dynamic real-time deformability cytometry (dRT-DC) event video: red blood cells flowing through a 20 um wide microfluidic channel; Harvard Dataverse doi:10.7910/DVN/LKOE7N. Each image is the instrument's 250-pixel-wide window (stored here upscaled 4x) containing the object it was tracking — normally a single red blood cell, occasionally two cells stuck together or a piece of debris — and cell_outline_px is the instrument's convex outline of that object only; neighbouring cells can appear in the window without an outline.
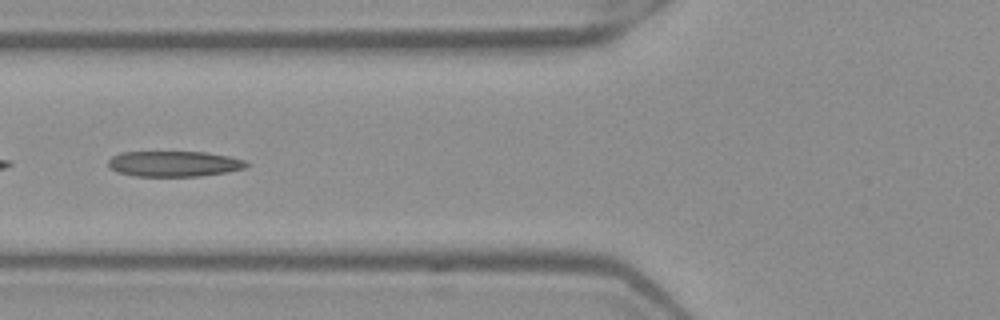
{"species": "Egyptian fruit bat (a non-hibernating species)", "species_latin": "Rousettus aegyptiacus", "temperature_condition": "warm", "stored_images_in_passage": 50, "camera_frame_rate_fps": 3000, "um_per_image_px": 0.085, "frame": {"image": 1, "passage_image": 19, "time_ms": 6.0, "image_size_px": [1000, 320], "cell_outline_px": [[252, 164], [244, 168], [228, 172], [200, 176], [136, 176], [116, 172], [108, 168], [108, 160], [112, 156], [120, 152], [208, 152], [228, 156], [244, 160]], "centroid_in_image_um": [14.79, 13.92], "position_along_channel_um": 111.0, "area_um2": 20.81}}
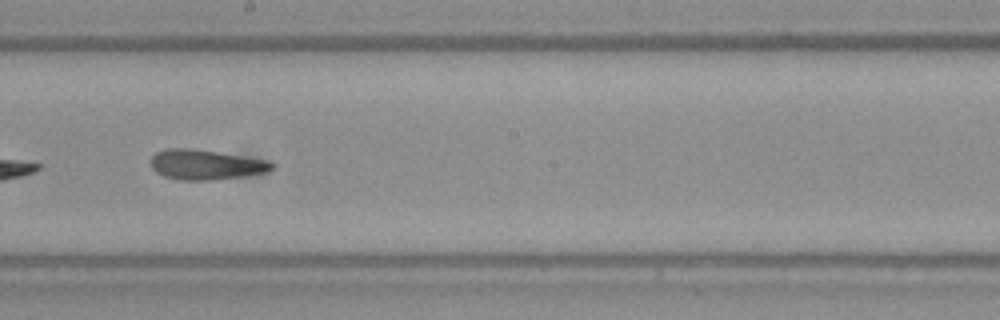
{"frame": {"image": 2, "passage_image": 28, "time_ms": 9.0, "image_size_px": [1000, 320], "cell_outline_px": [[276, 168], [268, 172], [244, 176], [212, 180], [180, 180], [164, 176], [156, 172], [152, 168], [152, 156], [156, 152], [168, 148], [188, 148], [216, 152], [268, 160], [276, 164]], "centroid_in_image_um": [17.54, 14.0], "position_along_channel_um": 230.7, "area_um2": 21.15}}
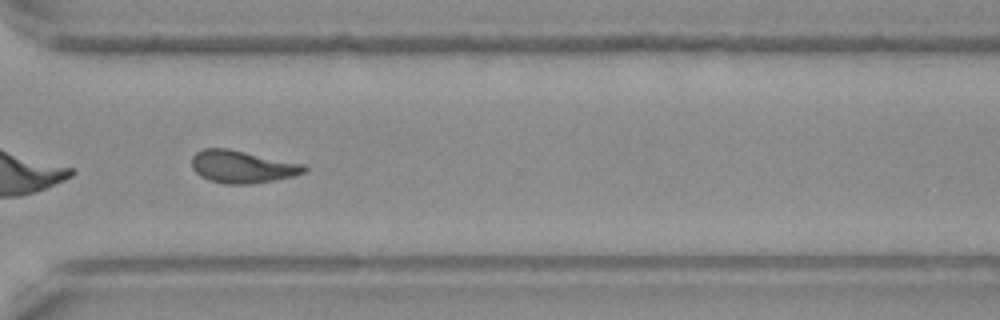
{"frame": {"image": 3, "passage_image": 37, "time_ms": 12.0, "image_size_px": [1000, 320], "cell_outline_px": [[308, 168], [304, 172], [292, 176], [276, 180], [252, 184], [224, 184], [208, 180], [200, 176], [192, 168], [192, 156], [196, 152], [204, 148], [228, 148], [304, 164]], "centroid_in_image_um": [20.57, 14.17], "position_along_channel_um": 350.0, "area_um2": 21.39}}